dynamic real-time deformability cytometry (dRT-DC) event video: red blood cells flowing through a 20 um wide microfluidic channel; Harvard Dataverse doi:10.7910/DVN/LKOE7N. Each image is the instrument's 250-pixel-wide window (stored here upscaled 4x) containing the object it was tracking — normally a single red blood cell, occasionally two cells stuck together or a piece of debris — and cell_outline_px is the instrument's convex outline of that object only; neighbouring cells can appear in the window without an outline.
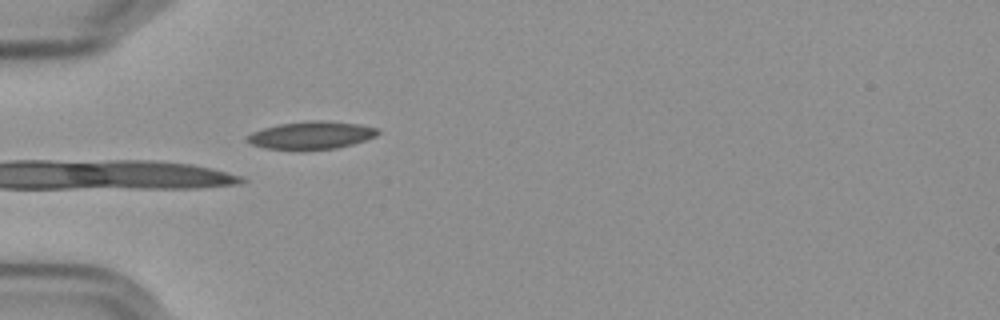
{"species": "Egyptian fruit bat (a non-hibernating species)", "species_latin": "Rousettus aegyptiacus", "temperature_condition": "cold", "stored_images_in_passage": 33, "camera_frame_rate_fps": 3000, "um_per_image_px": 0.085, "frame": {"image": 1, "passage_image": 1, "time_ms": 0.0, "image_size_px": [1000, 320], "cell_outline_px": [[380, 132], [376, 136], [352, 144], [336, 148], [264, 148], [252, 144], [244, 140], [244, 136], [252, 132], [264, 128], [280, 124], [304, 120], [328, 120], [360, 124], [376, 128]], "centroid_in_image_um": [26.45, 11.46], "position_along_channel_um": 58.6, "area_um2": 20.81}}